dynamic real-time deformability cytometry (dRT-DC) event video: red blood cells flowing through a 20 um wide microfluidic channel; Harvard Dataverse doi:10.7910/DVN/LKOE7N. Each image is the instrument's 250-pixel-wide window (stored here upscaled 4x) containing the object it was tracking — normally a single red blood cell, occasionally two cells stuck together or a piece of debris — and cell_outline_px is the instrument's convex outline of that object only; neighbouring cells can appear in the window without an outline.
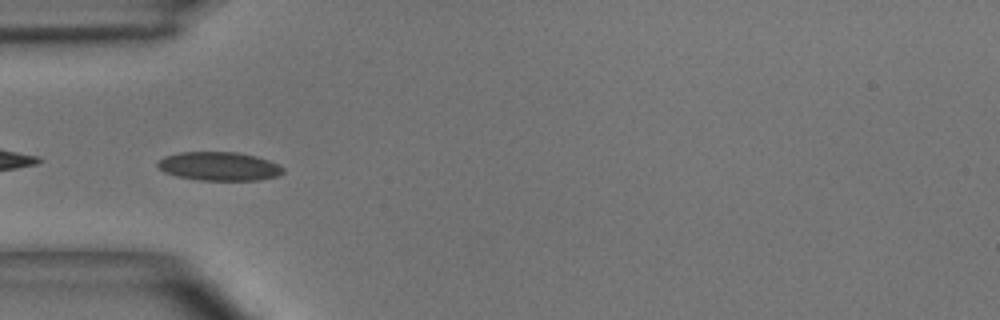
{"species": "common noctule bat (a hibernating species)", "species_latin": "Nyctalus noctula", "temperature_condition": "room temperature", "stored_images_in_passage": 49, "camera_frame_rate_fps": 3000, "um_per_image_px": 0.085, "animal": {"sex": "male", "body_mass_g": 15.6}, "frame": {"image": 1, "passage_image": 15, "time_ms": 4.667, "image_size_px": [1000, 320], "cell_outline_px": [[284, 172], [276, 176], [256, 180], [200, 180], [176, 176], [164, 172], [156, 164], [164, 156], [180, 152], [236, 152], [256, 156], [268, 160], [284, 168]], "centroid_in_image_um": [18.6, 14.13], "position_along_channel_um": 66.4, "area_um2": 20.81}}
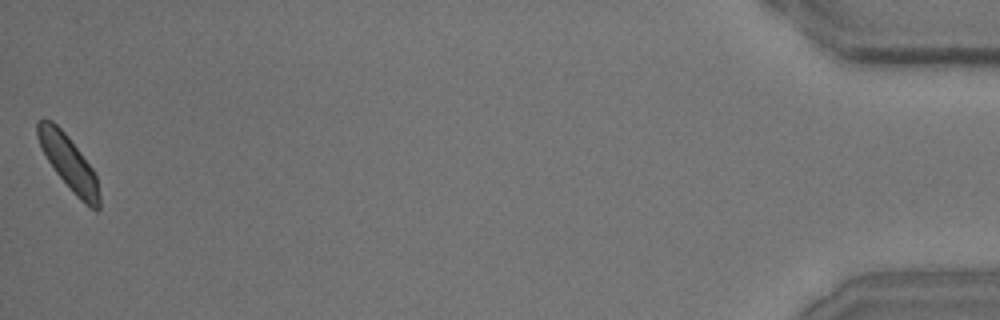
{"frame": {"image": 2, "passage_image": 49, "time_ms": 16.0, "image_size_px": [1000, 320], "cell_outline_px": [[100, 208], [96, 212], [84, 204], [72, 192], [56, 172], [48, 160], [36, 136], [36, 124], [40, 120], [52, 120], [68, 136], [92, 168], [96, 176], [100, 196]], "centroid_in_image_um": [5.86, 13.88], "position_along_channel_um": 429.3, "area_um2": 19.31}, "authors_computed_cell_mechanics": {"area_um2": 20.4034, "velocity_mm_per_s": 4.0307, "shape_relaxation_time_tau1_ms": 3.151, "shape_relaxation_time_tau2_ms": 1.9259, "deformation_change_tau1": 0.0812, "deformation_change_tau2": 0.0583}}